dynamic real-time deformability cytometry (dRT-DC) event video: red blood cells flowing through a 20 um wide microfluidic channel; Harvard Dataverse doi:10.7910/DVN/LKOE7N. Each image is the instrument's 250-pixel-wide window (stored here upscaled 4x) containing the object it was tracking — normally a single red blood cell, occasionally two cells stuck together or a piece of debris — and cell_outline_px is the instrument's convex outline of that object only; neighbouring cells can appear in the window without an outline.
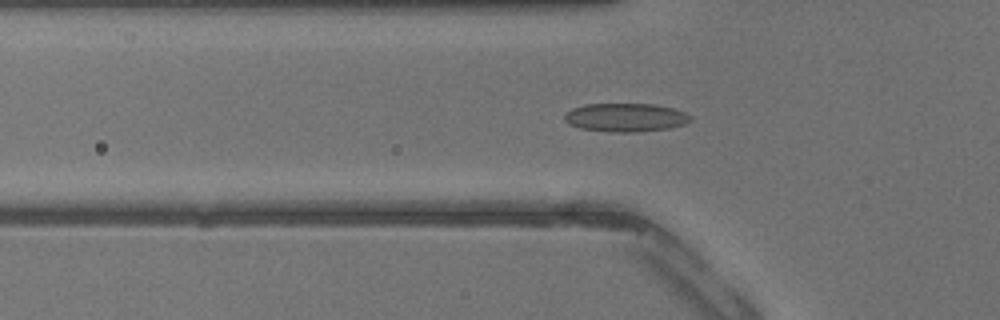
{"species": "common noctule bat (a hibernating species)", "species_latin": "Nyctalus noctula", "temperature_condition": "warm", "stored_images_in_passage": 37, "camera_frame_rate_fps": 3000, "um_per_image_px": 0.085, "animal": {"sex": "male", "body_mass_g": 13.3}, "frame": {"image": 1, "passage_image": 13, "time_ms": 4.0, "image_size_px": [1000, 320], "cell_outline_px": [[692, 120], [684, 124], [668, 128], [636, 132], [612, 132], [580, 128], [568, 124], [564, 120], [564, 116], [572, 108], [584, 104], [656, 104], [672, 108], [684, 112], [692, 116]], "centroid_in_image_um": [53.17, 9.98], "position_along_channel_um": 72.6, "area_um2": 20.92}}
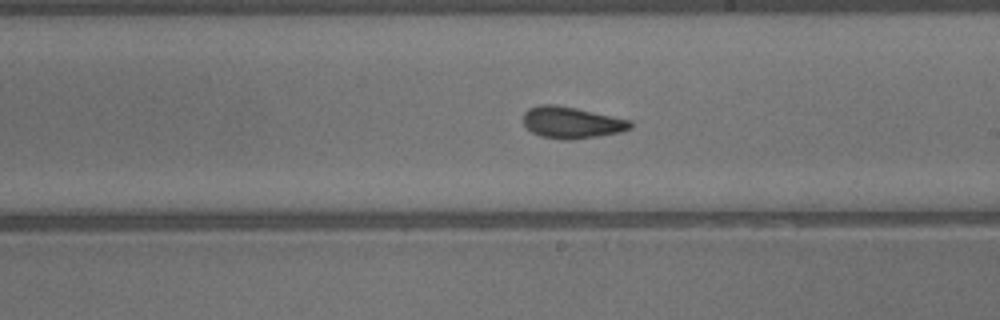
{"frame": {"image": 2, "passage_image": 23, "time_ms": 7.333, "image_size_px": [1000, 320], "cell_outline_px": [[632, 128], [620, 132], [596, 136], [568, 140], [560, 140], [540, 136], [532, 132], [524, 124], [524, 112], [528, 108], [540, 104], [556, 104], [576, 108], [632, 120]], "centroid_in_image_um": [48.58, 10.41], "position_along_channel_um": 240.4, "area_um2": 19.77}}
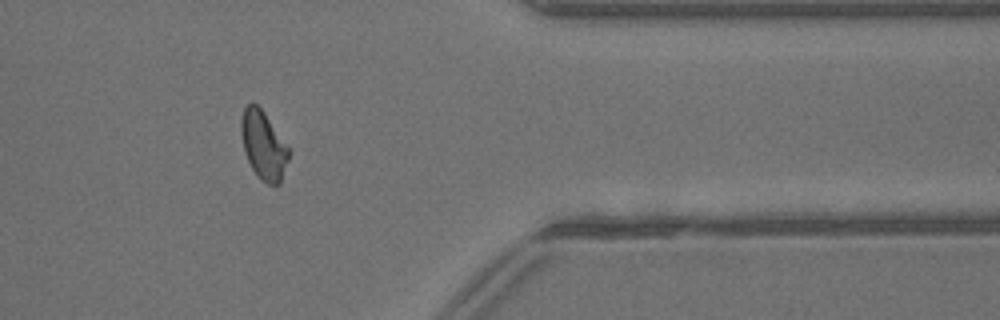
{"frame": {"image": 3, "passage_image": 33, "time_ms": 10.667, "image_size_px": [1000, 320], "cell_outline_px": [[288, 160], [280, 184], [268, 184], [260, 180], [256, 176], [244, 152], [240, 132], [240, 120], [244, 108], [252, 100], [264, 112], [288, 148]], "centroid_in_image_um": [22.35, 12.34], "position_along_channel_um": 389.1, "area_um2": 18.84}}